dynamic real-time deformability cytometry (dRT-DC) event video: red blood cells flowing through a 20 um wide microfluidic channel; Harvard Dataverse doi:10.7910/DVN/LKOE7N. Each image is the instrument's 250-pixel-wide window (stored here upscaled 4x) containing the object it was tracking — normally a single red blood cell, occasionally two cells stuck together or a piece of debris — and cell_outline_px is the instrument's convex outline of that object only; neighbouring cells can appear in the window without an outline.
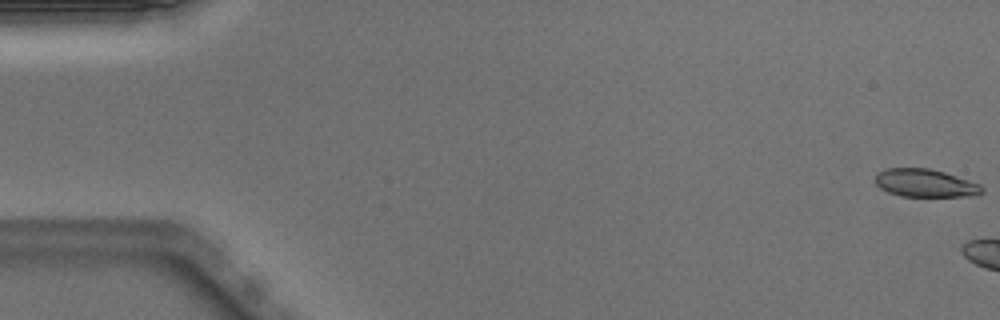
{"species": "Egyptian fruit bat (a non-hibernating species)", "species_latin": "Rousettus aegyptiacus", "temperature_condition": "warm", "stored_images_in_passage": 5, "camera_frame_rate_fps": 3000, "um_per_image_px": 0.085, "animal": {"sex": "male"}, "frame": {"image": 1, "passage_image": 1, "time_ms": 0.0, "image_size_px": [1000, 320], "cell_outline_px": [[984, 192], [976, 196], [900, 196], [888, 192], [880, 188], [876, 184], [876, 176], [884, 168], [928, 168], [944, 172], [980, 184], [984, 188]], "centroid_in_image_um": [78.67, 15.57], "position_along_channel_um": 6.3, "area_um2": 17.34}}